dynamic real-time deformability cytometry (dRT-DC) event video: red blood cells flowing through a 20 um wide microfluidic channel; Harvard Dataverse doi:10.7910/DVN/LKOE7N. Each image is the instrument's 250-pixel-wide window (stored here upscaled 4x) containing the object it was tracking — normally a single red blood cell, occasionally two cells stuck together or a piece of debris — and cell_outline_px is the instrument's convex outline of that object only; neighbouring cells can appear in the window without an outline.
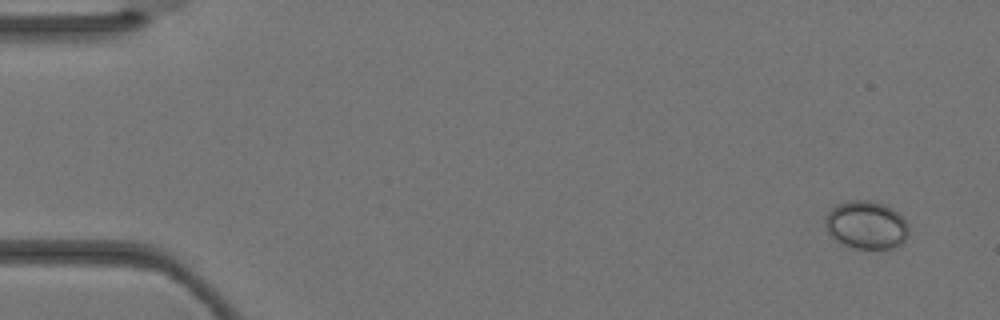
{"species": "Egyptian fruit bat (a non-hibernating species)", "species_latin": "Rousettus aegyptiacus", "temperature_condition": "warm", "stored_images_in_passage": 4, "camera_frame_rate_fps": 3000, "um_per_image_px": 0.085, "animal": {"sex": "female"}, "frame": {"image": 1, "passage_image": 1, "time_ms": 0.0, "image_size_px": [1000, 320], "cell_outline_px": [[908, 236], [904, 244], [896, 248], [856, 248], [844, 244], [836, 240], [828, 232], [824, 224], [824, 220], [828, 212], [832, 208], [840, 204], [852, 200], [868, 200], [884, 204], [892, 208], [904, 216], [908, 224]], "centroid_in_image_um": [73.69, 19.13], "position_along_channel_um": 11.3, "area_um2": 23.52}}